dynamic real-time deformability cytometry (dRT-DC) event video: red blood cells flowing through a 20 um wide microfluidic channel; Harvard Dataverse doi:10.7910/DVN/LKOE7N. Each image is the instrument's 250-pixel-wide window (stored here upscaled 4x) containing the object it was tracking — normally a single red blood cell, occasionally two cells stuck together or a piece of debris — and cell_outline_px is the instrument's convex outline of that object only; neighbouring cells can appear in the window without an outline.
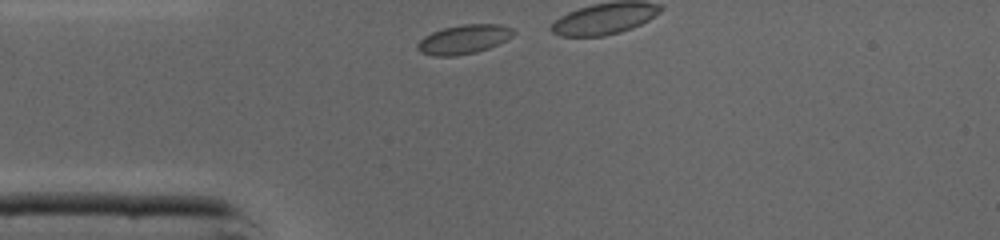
{"species": "common noctule bat (a hibernating species)", "species_latin": "Nyctalus noctula", "temperature_condition": "cold", "stored_images_in_passage": 6, "camera_frame_rate_fps": 3000, "um_per_image_px": 0.085, "animal": {"sex": "male", "body_mass_g": 19.0, "forearm_length_mm": 50.8}, "frame": {"image": 1, "passage_image": 1, "time_ms": 0.0, "image_size_px": [1000, 240], "cell_outline_px": [[516, 32], [512, 36], [488, 48], [476, 52], [456, 56], [432, 56], [420, 52], [416, 48], [416, 44], [424, 36], [432, 32], [444, 28], [464, 24], [500, 24], [512, 28]], "centroid_in_image_um": [39.39, 3.35], "position_along_channel_um": 45.6, "area_um2": 16.24}}